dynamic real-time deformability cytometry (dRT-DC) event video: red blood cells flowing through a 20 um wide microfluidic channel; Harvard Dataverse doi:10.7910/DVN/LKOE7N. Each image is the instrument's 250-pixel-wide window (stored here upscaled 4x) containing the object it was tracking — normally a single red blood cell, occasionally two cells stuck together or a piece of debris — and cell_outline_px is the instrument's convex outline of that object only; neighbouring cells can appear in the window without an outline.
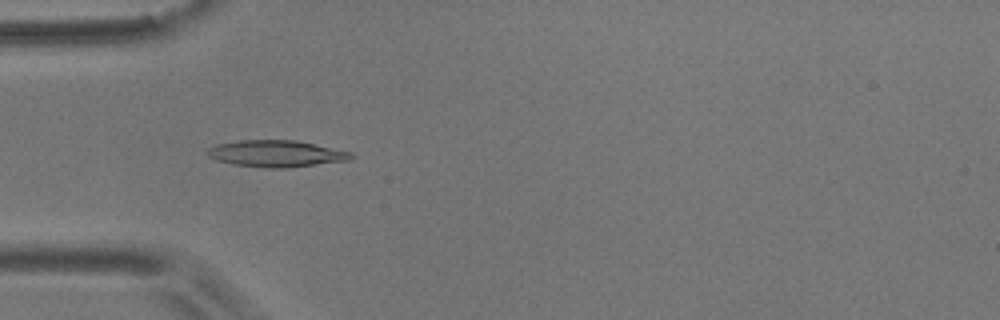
{"species": "common noctule bat (a hibernating species)", "species_latin": "Nyctalus noctula", "temperature_condition": "room temperature", "stored_images_in_passage": 56, "camera_frame_rate_fps": 3000, "um_per_image_px": 0.085, "animal": {"sex": "male", "body_mass_g": 17.9}, "frame": {"image": 1, "passage_image": 17, "time_ms": 5.333, "image_size_px": [1000, 320], "cell_outline_px": [[356, 156], [348, 160], [288, 168], [268, 168], [236, 164], [216, 160], [208, 156], [208, 148], [216, 144], [240, 140], [296, 140], [352, 152]], "centroid_in_image_um": [23.5, 13.05], "position_along_channel_um": 61.5, "area_um2": 22.2}}
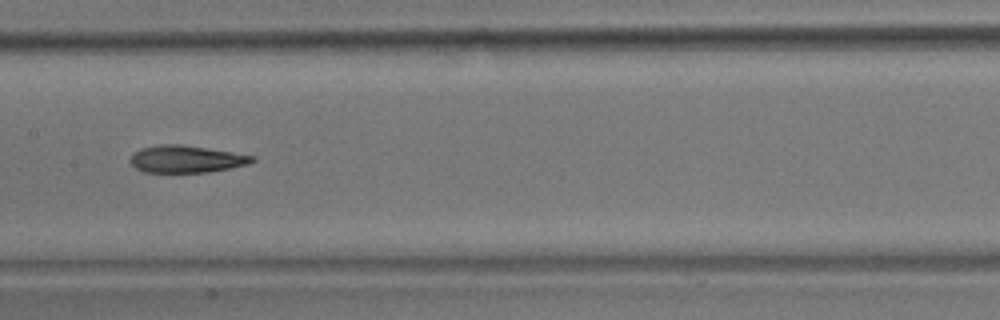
{"frame": {"image": 2, "passage_image": 28, "time_ms": 9.0, "image_size_px": [1000, 320], "cell_outline_px": [[256, 160], [248, 164], [232, 168], [208, 172], [144, 172], [136, 168], [128, 160], [132, 152], [140, 148], [160, 144], [180, 144], [232, 152], [256, 156]], "centroid_in_image_um": [15.81, 13.52], "position_along_channel_um": 191.6, "area_um2": 19.48}}
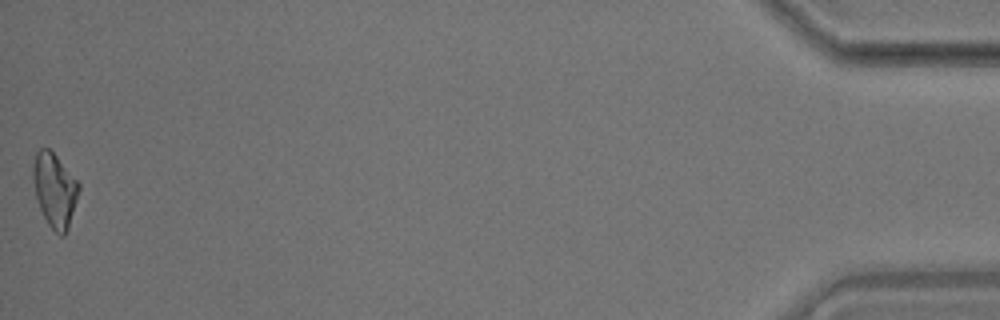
{"frame": {"image": 3, "passage_image": 56, "time_ms": 18.333, "image_size_px": [1000, 320], "cell_outline_px": [[80, 188], [68, 228], [64, 236], [60, 236], [48, 224], [36, 200], [32, 176], [32, 164], [36, 152], [40, 148], [48, 148], [56, 156], [80, 184]], "centroid_in_image_um": [4.62, 16.14], "position_along_channel_um": 430.6, "area_um2": 19.59}, "authors_computed_cell_mechanics": {"area_um2": 19.8832, "velocity_mm_per_s": 3.5789, "shape_relaxation_time_tau1_ms": 7.6645, "shape_relaxation_time_tau2_ms": 5.6766, "deformation_change_tau1": 0.1973, "deformation_change_tau2": 0.1528}}